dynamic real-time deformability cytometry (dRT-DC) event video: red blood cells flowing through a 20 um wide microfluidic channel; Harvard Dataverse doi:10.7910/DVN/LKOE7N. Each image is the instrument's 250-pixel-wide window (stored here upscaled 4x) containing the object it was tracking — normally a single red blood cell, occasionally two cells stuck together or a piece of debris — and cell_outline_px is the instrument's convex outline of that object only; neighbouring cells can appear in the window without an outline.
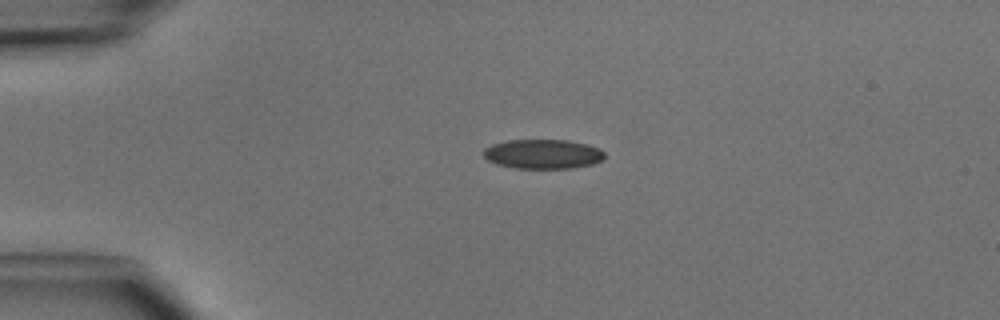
{"species": "common noctule bat (a hibernating species)", "species_latin": "Nyctalus noctula", "temperature_condition": "cold", "stored_images_in_passage": 2, "camera_frame_rate_fps": 3000, "um_per_image_px": 0.085, "animal": {"sex": "male", "body_mass_g": 15.6}, "frame": {"image": 1, "passage_image": 1, "time_ms": 0.0, "image_size_px": [1000, 320], "cell_outline_px": [[604, 160], [592, 164], [572, 168], [516, 168], [496, 164], [488, 160], [484, 156], [484, 148], [492, 144], [508, 140], [568, 140], [588, 144], [600, 148], [604, 152]], "centroid_in_image_um": [46.17, 13.09], "position_along_channel_um": 38.8, "area_um2": 20.87}}